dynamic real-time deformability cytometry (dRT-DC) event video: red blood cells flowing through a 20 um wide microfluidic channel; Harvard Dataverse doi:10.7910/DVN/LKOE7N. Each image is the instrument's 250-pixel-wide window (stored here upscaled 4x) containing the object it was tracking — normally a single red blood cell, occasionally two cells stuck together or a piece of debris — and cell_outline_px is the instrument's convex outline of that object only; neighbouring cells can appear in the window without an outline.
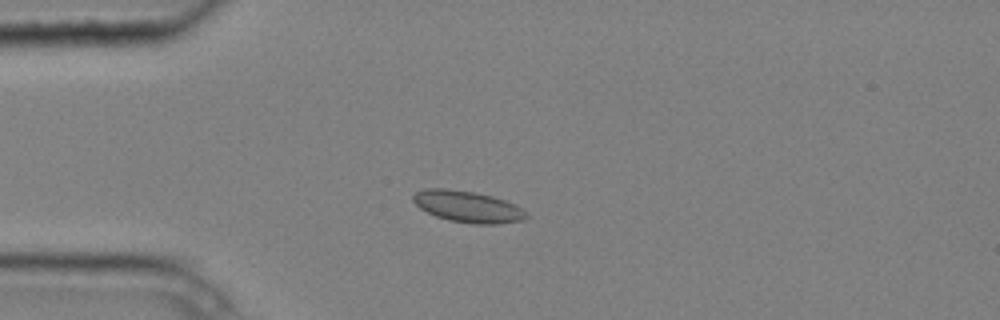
{"species": "common noctule bat (a hibernating species)", "species_latin": "Nyctalus noctula", "temperature_condition": "cold", "stored_images_in_passage": 7, "camera_frame_rate_fps": 3000, "um_per_image_px": 0.085, "animal": {"sex": "male", "body_mass_g": 20.4}, "frame": {"image": 1, "passage_image": 3, "time_ms": 0.667, "image_size_px": [1000, 320], "cell_outline_px": [[528, 216], [524, 220], [496, 224], [472, 224], [448, 220], [436, 216], [420, 208], [412, 200], [412, 196], [416, 192], [424, 188], [444, 188], [476, 192], [492, 196], [516, 204], [528, 212]], "centroid_in_image_um": [39.78, 17.56], "position_along_channel_um": 45.2, "area_um2": 20.92}}
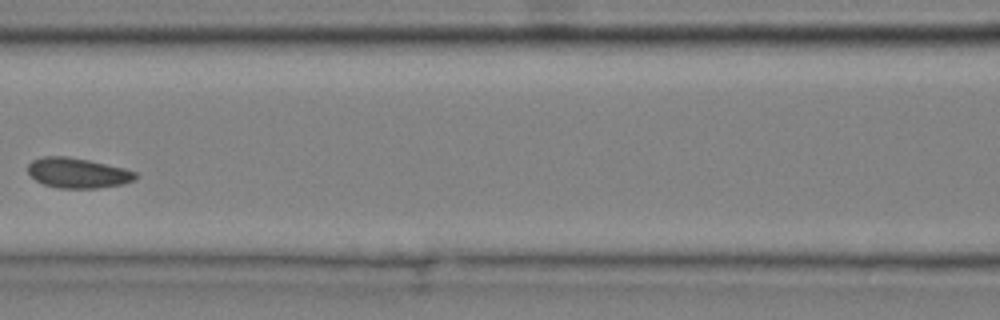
{"frame": {"image": 2, "passage_image": 6, "time_ms": 1.667, "image_size_px": [1000, 320], "cell_outline_px": [[136, 176], [132, 180], [124, 184], [96, 188], [60, 188], [44, 184], [36, 180], [28, 172], [28, 164], [32, 160], [44, 156], [68, 156], [88, 160], [124, 168], [136, 172]], "centroid_in_image_um": [6.59, 14.69], "position_along_channel_um": 160.0, "area_um2": 18.73}}
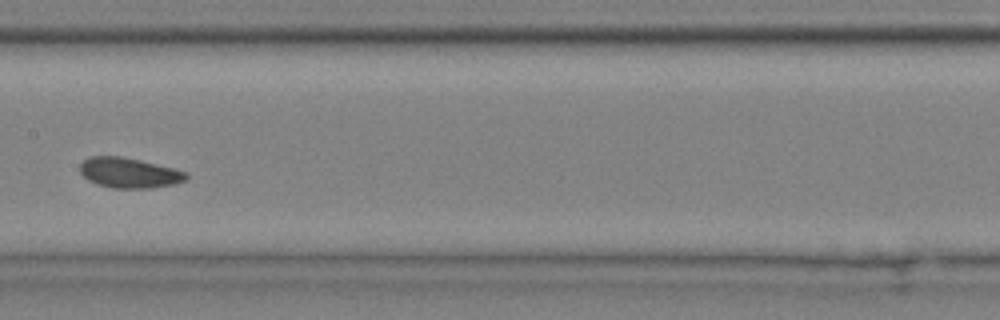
{"frame": {"image": 3, "passage_image": 7, "time_ms": 2.0, "image_size_px": [1000, 320], "cell_outline_px": [[188, 180], [176, 184], [152, 188], [112, 188], [96, 184], [88, 180], [80, 172], [80, 164], [88, 156], [120, 156], [140, 160], [188, 172]], "centroid_in_image_um": [10.99, 14.7], "position_along_channel_um": 196.4, "area_um2": 18.84}}